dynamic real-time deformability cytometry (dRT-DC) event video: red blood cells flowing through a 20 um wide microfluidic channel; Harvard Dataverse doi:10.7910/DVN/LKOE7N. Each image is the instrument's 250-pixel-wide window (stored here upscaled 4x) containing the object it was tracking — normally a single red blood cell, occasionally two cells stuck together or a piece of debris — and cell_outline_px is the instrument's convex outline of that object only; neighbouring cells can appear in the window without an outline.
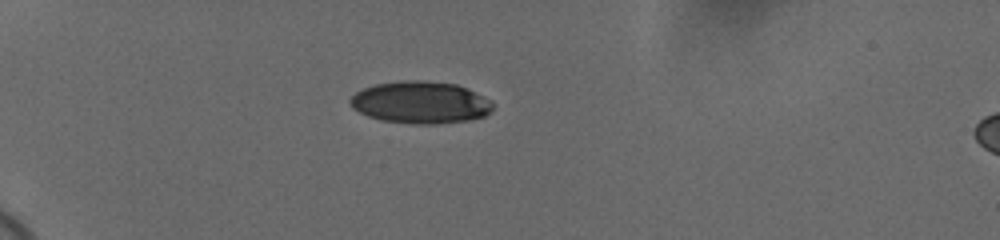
{"species": "human", "species_latin": "Homo sapiens", "temperature_condition": "cold", "stored_images_in_passage": 41, "camera_frame_rate_fps": 3000, "um_per_image_px": 0.085, "donor": {"sex": "female"}, "frame": {"image": 1, "passage_image": 1, "time_ms": 0.0, "image_size_px": [1000, 240], "cell_outline_px": [[492, 108], [484, 116], [468, 120], [436, 124], [416, 124], [380, 120], [368, 116], [352, 108], [348, 104], [348, 100], [356, 92], [364, 88], [376, 84], [404, 80], [424, 80], [456, 84], [468, 88], [492, 100]], "centroid_in_image_um": [35.72, 8.7], "position_along_channel_um": 49.3, "area_um2": 35.14}}
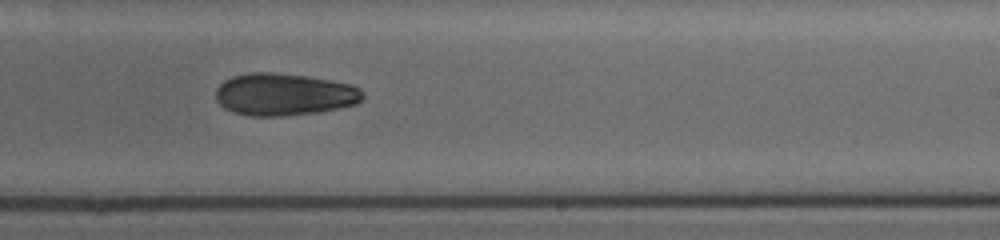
{"frame": {"image": 2, "passage_image": 22, "time_ms": 7.0, "image_size_px": [1000, 240], "cell_outline_px": [[364, 96], [356, 104], [340, 108], [316, 112], [280, 116], [248, 116], [232, 112], [224, 108], [216, 100], [216, 88], [224, 80], [232, 76], [248, 72], [268, 72], [308, 76], [332, 80], [352, 84], [360, 88]], "centroid_in_image_um": [24.13, 8.02], "position_along_channel_um": 264.9, "area_um2": 36.41}}
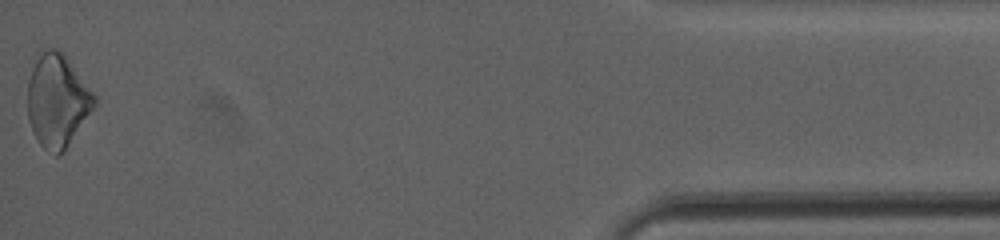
{"frame": {"image": 3, "passage_image": 41, "time_ms": 13.333, "image_size_px": [1000, 240], "cell_outline_px": [[96, 104], [64, 148], [56, 156], [44, 148], [40, 144], [32, 132], [28, 120], [28, 80], [36, 52], [48, 48], [56, 48], [64, 52], [96, 96]], "centroid_in_image_um": [4.83, 8.46], "position_along_channel_um": 430.4, "area_um2": 36.01}, "authors_computed_cell_mechanics": {"area_um2": 35.4314, "velocity_mm_per_s": 3.6853, "shape_relaxation_time_tau1_ms": 3.831, "shape_relaxation_time_tau2_ms": null, "deformation_change_tau1": 0.0891, "deformation_change_tau2": null}}